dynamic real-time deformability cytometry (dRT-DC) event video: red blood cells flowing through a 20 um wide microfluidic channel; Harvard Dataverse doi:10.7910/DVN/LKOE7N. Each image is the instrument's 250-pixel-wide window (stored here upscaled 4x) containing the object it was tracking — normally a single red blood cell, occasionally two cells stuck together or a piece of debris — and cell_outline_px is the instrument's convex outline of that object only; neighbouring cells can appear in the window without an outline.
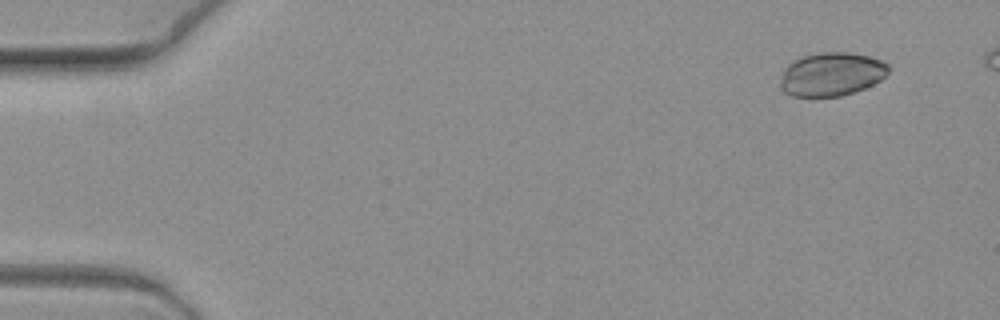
{"species": "common noctule bat (a hibernating species)", "species_latin": "Nyctalus noctula", "temperature_condition": "warm", "stored_images_in_passage": 7, "camera_frame_rate_fps": 3000, "um_per_image_px": 0.085, "animal": {"sex": "female", "body_mass_g": 19.3, "forearm_length_mm": 54.1}, "frame": {"image": 1, "passage_image": 2, "time_ms": 0.333, "image_size_px": [1000, 320], "cell_outline_px": [[888, 72], [880, 80], [864, 88], [840, 96], [792, 96], [784, 92], [780, 88], [780, 84], [784, 68], [792, 60], [800, 56], [820, 52], [848, 52], [868, 56], [880, 60], [888, 64]], "centroid_in_image_um": [70.64, 6.29], "position_along_channel_um": 14.4, "area_um2": 27.4}}